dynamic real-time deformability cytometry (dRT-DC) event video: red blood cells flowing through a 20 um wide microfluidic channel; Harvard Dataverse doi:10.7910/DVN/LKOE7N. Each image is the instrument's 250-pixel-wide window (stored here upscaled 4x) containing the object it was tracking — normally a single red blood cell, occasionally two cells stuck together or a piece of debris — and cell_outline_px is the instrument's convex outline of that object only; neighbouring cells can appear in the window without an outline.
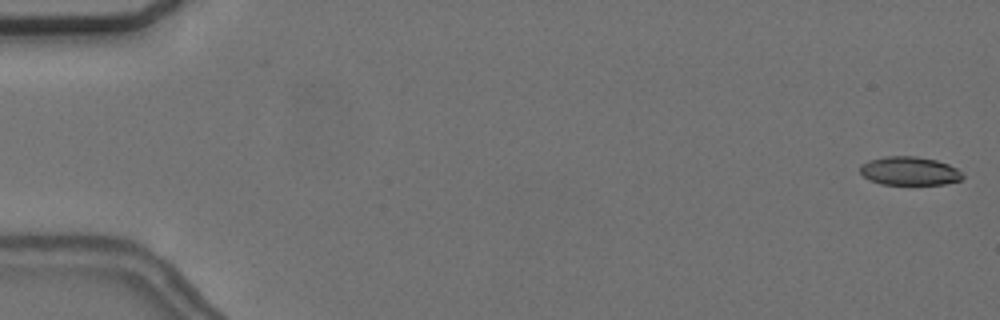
{"species": "common noctule bat (a hibernating species)", "species_latin": "Nyctalus noctula", "temperature_condition": "cold", "stored_images_in_passage": 4, "camera_frame_rate_fps": 3000, "um_per_image_px": 0.085, "animal": {"sex": "female", "body_mass_g": 24.6, "forearm_length_mm": 56.2}, "frame": {"image": 1, "passage_image": 2, "time_ms": 0.333, "image_size_px": [1000, 320], "cell_outline_px": [[964, 176], [960, 180], [944, 184], [880, 184], [868, 180], [860, 172], [860, 164], [868, 160], [884, 156], [916, 156], [936, 160], [948, 164], [956, 168]], "centroid_in_image_um": [77.26, 14.53], "position_along_channel_um": 7.7, "area_um2": 17.11}}